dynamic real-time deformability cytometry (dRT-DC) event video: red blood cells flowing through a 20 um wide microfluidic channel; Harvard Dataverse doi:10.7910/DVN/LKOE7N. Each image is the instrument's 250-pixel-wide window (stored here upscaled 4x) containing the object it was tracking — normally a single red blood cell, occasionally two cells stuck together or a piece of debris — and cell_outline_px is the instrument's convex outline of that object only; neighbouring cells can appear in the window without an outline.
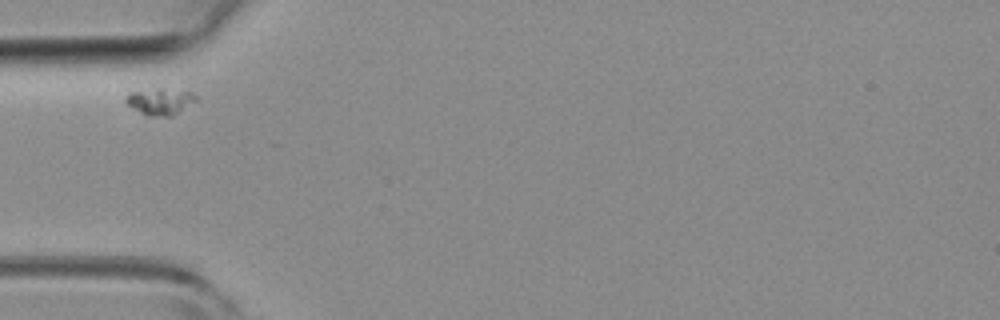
{"species": "common noctule bat (a hibernating species)", "species_latin": "Nyctalus noctula", "temperature_condition": "room temperature", "stored_images_in_passage": 18, "camera_frame_rate_fps": 3000, "um_per_image_px": 0.085, "animal": {"sex": "female", "body_mass_g": 19.3, "forearm_length_mm": 54.1}, "frame": {"image": 1, "passage_image": 1, "time_ms": 0.0, "image_size_px": [1000, 320], "cell_outline_px": [[200, 100], [172, 116], [148, 116], [140, 112], [128, 104], [124, 100], [132, 92], [160, 88], [192, 92]], "centroid_in_image_um": [13.69, 8.63], "position_along_channel_um": 71.3, "area_um2": 10.75}}
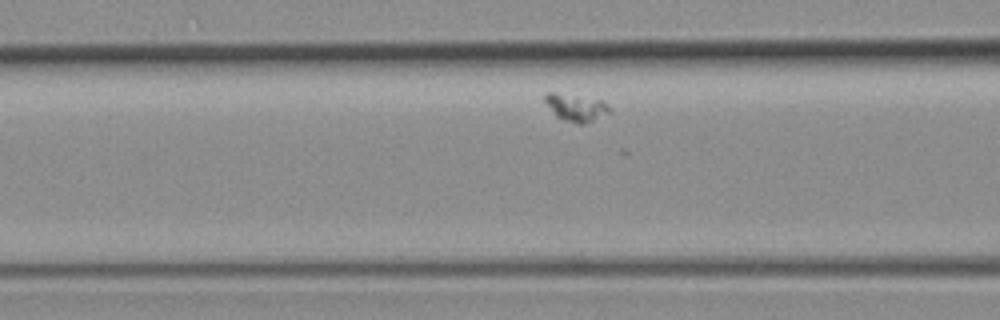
{"frame": {"image": 2, "passage_image": 5, "time_ms": 1.333, "image_size_px": [1000, 320], "cell_outline_px": [[612, 112], [584, 124], [576, 124], [564, 120], [556, 116], [544, 100], [544, 96], [548, 92], [552, 92], [600, 100], [608, 104], [612, 108]], "centroid_in_image_um": [48.99, 9.16], "position_along_channel_um": 117.6, "area_um2": 10.17}}